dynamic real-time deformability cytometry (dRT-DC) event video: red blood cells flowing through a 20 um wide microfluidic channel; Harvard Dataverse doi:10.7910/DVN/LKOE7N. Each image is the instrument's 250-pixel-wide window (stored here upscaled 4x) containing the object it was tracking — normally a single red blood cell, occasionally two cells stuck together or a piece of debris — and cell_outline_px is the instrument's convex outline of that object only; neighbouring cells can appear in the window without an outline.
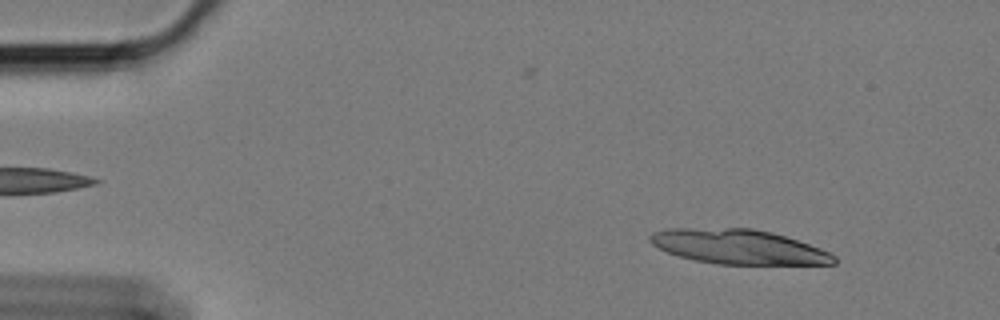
{"species": "Egyptian fruit bat (a non-hibernating species)", "species_latin": "Rousettus aegyptiacus", "temperature_condition": "cold", "stored_images_in_passage": 17, "camera_frame_rate_fps": 3000, "um_per_image_px": 0.085, "animal": {"sex": "female"}, "frame": {"image": 1, "passage_image": 7, "time_ms": 2.0, "image_size_px": [1000, 320], "cell_outline_px": [[836, 264], [716, 264], [696, 260], [680, 256], [668, 252], [652, 244], [648, 240], [648, 236], [652, 232], [668, 228], [752, 228], [772, 232], [820, 248], [836, 256]], "centroid_in_image_um": [62.75, 20.97], "position_along_channel_um": 22.2, "area_um2": 36.93}}